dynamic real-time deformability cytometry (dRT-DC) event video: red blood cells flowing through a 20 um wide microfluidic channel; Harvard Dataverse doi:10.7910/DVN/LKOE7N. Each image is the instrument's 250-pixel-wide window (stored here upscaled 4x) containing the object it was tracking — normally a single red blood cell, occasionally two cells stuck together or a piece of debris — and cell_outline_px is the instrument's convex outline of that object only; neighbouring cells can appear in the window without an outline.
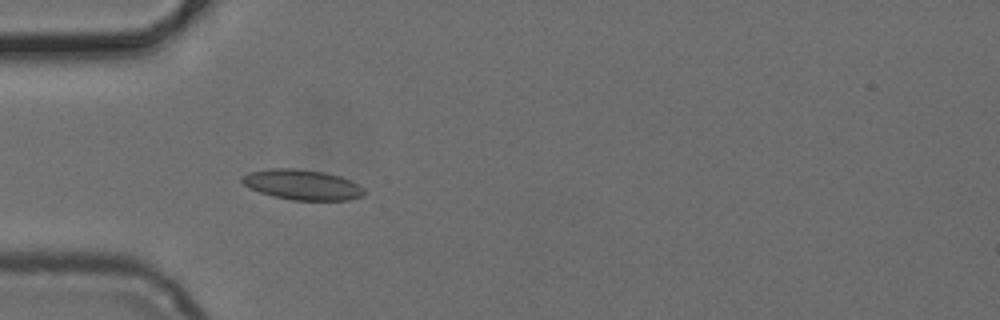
{"species": "common noctule bat (a hibernating species)", "species_latin": "Nyctalus noctula", "temperature_condition": "cold", "stored_images_in_passage": 15, "camera_frame_rate_fps": 3000, "um_per_image_px": 0.085, "animal": {"sex": "female", "body_mass_g": 24.6, "forearm_length_mm": 56.2}, "frame": {"image": 1, "passage_image": 12, "time_ms": 3.667, "image_size_px": [1000, 320], "cell_outline_px": [[364, 196], [348, 200], [292, 200], [272, 196], [248, 188], [240, 180], [240, 176], [248, 172], [272, 168], [296, 168], [324, 172], [340, 176], [364, 188]], "centroid_in_image_um": [25.64, 15.7], "position_along_channel_um": 59.4, "area_um2": 21.62}}